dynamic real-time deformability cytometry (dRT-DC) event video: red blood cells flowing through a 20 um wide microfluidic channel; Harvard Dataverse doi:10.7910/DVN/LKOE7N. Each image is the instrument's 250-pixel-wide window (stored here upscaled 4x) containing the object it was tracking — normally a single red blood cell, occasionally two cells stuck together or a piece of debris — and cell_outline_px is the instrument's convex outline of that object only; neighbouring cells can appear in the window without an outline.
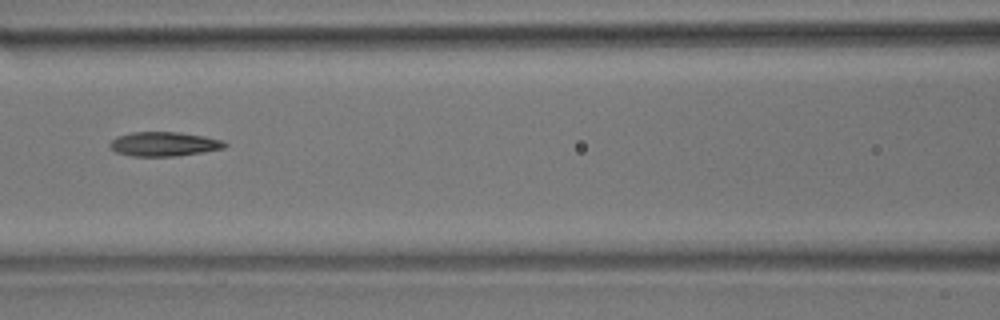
{"species": "common noctule bat (a hibernating species)", "species_latin": "Nyctalus noctula", "temperature_condition": "room temperature", "stored_images_in_passage": 54, "camera_frame_rate_fps": 3000, "um_per_image_px": 0.085, "animal": {"sex": "male", "body_mass_g": 17.9}, "frame": {"image": 1, "passage_image": 24, "time_ms": 7.667, "image_size_px": [1000, 320], "cell_outline_px": [[228, 144], [224, 148], [204, 152], [176, 156], [132, 156], [116, 152], [108, 144], [116, 136], [132, 132], [180, 132], [204, 136], [220, 140]], "centroid_in_image_um": [13.93, 12.24], "position_along_channel_um": 152.7, "area_um2": 16.24}, "authors_computed_cell_mechanics": {"area_um2": 16.6464, "velocity_mm_per_s": 3.7306, "shape_relaxation_time_tau1_ms": 7.9135, "shape_relaxation_time_tau2_ms": 3.7383, "deformation_change_tau1": 0.1853, "deformation_change_tau2": 0.1327}}